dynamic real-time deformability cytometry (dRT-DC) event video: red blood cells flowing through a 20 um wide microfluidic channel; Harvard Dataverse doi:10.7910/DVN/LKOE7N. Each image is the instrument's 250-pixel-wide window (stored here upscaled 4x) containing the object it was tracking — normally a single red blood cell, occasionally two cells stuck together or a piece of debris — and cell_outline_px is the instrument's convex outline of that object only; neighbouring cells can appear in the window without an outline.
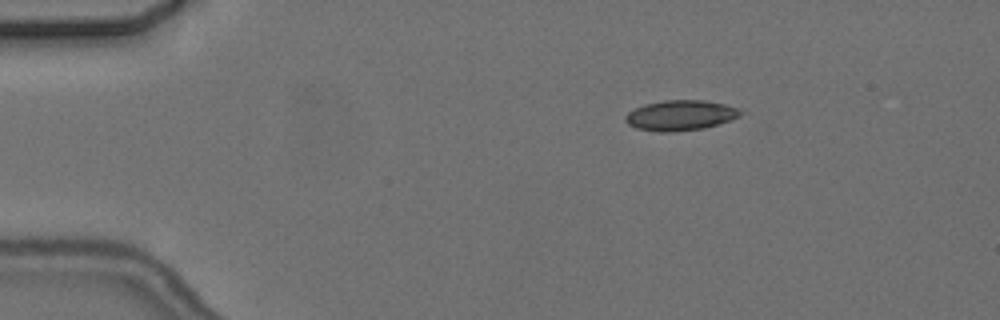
{"species": "common noctule bat (a hibernating species)", "species_latin": "Nyctalus noctula", "temperature_condition": "cold", "stored_images_in_passage": 6, "camera_frame_rate_fps": 3000, "um_per_image_px": 0.085, "animal": {"sex": "female", "body_mass_g": 24.6, "forearm_length_mm": 56.2}, "frame": {"image": 1, "passage_image": 2, "time_ms": 2.333, "image_size_px": [1000, 320], "cell_outline_px": [[740, 116], [704, 128], [676, 132], [656, 132], [636, 128], [628, 124], [624, 120], [624, 116], [628, 112], [644, 104], [664, 100], [704, 100], [724, 104], [740, 108]], "centroid_in_image_um": [57.79, 9.81], "position_along_channel_um": 27.2, "area_um2": 20.29}}